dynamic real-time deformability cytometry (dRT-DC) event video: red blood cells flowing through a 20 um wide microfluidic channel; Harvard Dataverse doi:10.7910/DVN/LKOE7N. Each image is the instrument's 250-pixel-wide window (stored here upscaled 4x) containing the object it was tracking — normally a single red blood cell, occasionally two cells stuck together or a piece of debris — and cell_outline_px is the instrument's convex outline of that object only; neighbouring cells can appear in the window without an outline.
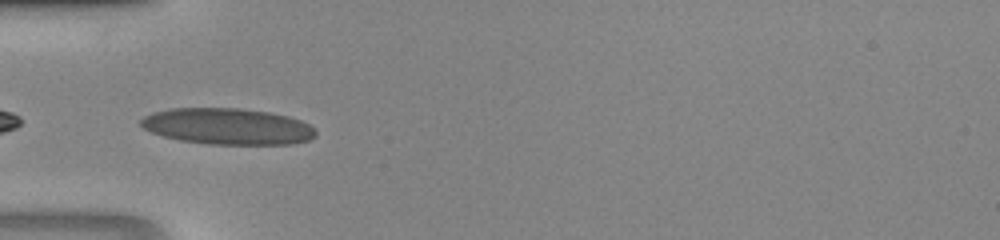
{"species": "human", "species_latin": "Homo sapiens", "temperature_condition": "room temperature", "stored_images_in_passage": 31, "camera_frame_rate_fps": 3000, "um_per_image_px": 0.085, "donor": {"sex": "male"}, "frame": {"image": 1, "passage_image": 1, "time_ms": 0.0, "image_size_px": [1000, 240], "cell_outline_px": [[316, 136], [308, 140], [292, 144], [208, 144], [180, 140], [164, 136], [152, 132], [144, 128], [140, 124], [140, 120], [144, 116], [156, 112], [172, 108], [236, 108], [268, 112], [288, 116], [300, 120], [308, 124], [316, 132]], "centroid_in_image_um": [19.35, 10.74], "position_along_channel_um": 65.7, "area_um2": 36.7}}
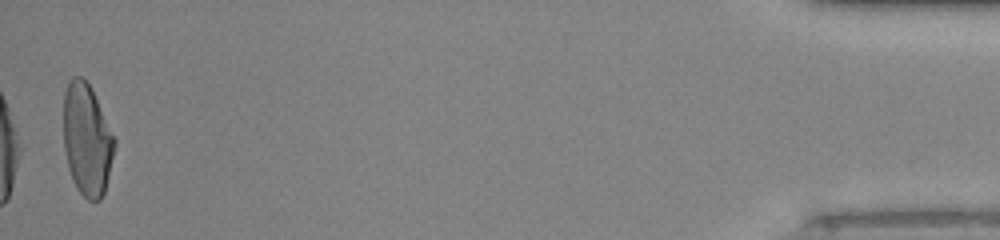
{"frame": {"image": 2, "passage_image": 31, "time_ms": 10.0, "image_size_px": [1000, 240], "cell_outline_px": [[116, 144], [104, 192], [100, 200], [88, 200], [76, 188], [72, 180], [68, 168], [64, 148], [64, 92], [68, 80], [72, 76], [80, 76], [88, 84], [116, 140]], "centroid_in_image_um": [7.37, 11.89], "position_along_channel_um": 427.8, "area_um2": 32.89}}